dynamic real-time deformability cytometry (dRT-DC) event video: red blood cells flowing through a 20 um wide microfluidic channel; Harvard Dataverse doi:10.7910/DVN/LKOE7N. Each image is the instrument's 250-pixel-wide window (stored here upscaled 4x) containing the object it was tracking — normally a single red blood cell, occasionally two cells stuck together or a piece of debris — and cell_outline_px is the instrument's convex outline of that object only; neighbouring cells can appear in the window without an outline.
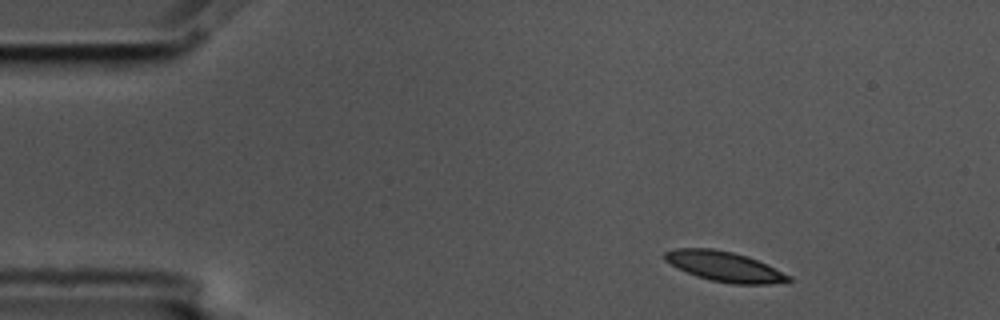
{"species": "common noctule bat (a hibernating species)", "species_latin": "Nyctalus noctula", "temperature_condition": "cold", "stored_images_in_passage": 7, "camera_frame_rate_fps": 3000, "um_per_image_px": 0.085, "animal": {"sex": "male", "body_mass_g": 17.5, "forearm_length_mm": 52.3}, "frame": {"image": 1, "passage_image": 1, "time_ms": 0.0, "image_size_px": [1000, 320], "cell_outline_px": [[792, 280], [788, 284], [732, 284], [712, 280], [696, 276], [664, 260], [664, 252], [676, 248], [712, 248], [732, 252], [748, 256], [792, 276]], "centroid_in_image_um": [61.65, 22.66], "position_along_channel_um": 23.3, "area_um2": 21.68}}
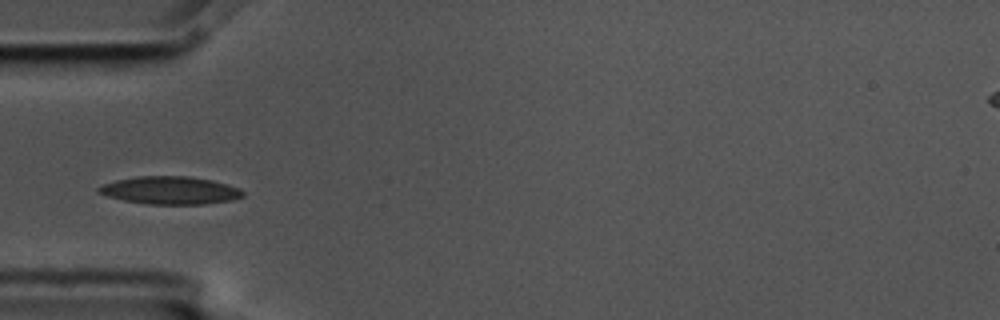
{"frame": {"image": 2, "passage_image": 4, "time_ms": 1.0, "image_size_px": [1000, 320], "cell_outline_px": [[244, 196], [232, 200], [204, 204], [148, 204], [124, 200], [108, 196], [96, 192], [96, 188], [104, 184], [116, 180], [136, 176], [188, 176], [212, 180], [240, 188], [244, 192]], "centroid_in_image_um": [14.46, 16.17], "position_along_channel_um": 70.5, "area_um2": 23.35}}